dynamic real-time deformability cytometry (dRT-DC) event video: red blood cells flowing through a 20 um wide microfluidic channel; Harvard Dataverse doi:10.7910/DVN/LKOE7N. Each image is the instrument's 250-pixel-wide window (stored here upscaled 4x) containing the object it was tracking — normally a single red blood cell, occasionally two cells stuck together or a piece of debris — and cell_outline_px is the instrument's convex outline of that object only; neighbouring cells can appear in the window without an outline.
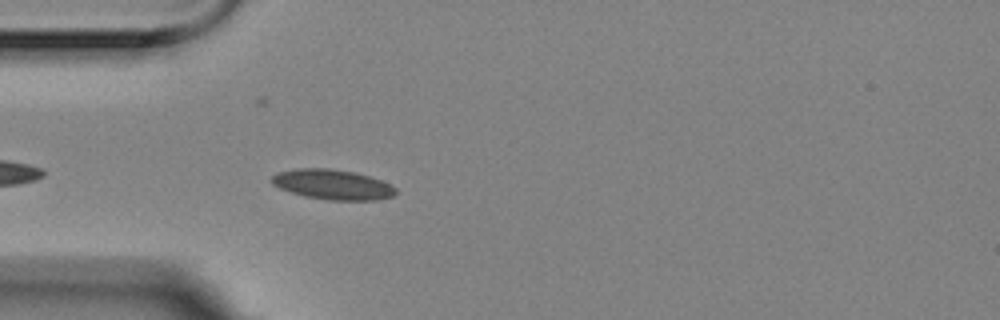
{"species": "Egyptian fruit bat (a non-hibernating species)", "species_latin": "Rousettus aegyptiacus", "temperature_condition": "room temperature", "stored_images_in_passage": 4, "camera_frame_rate_fps": 3000, "um_per_image_px": 0.085, "animal": {"sex": "female"}, "frame": {"image": 1, "passage_image": 4, "time_ms": 1.0, "image_size_px": [1000, 320], "cell_outline_px": [[396, 192], [392, 196], [376, 200], [328, 200], [304, 196], [280, 188], [272, 184], [272, 176], [276, 172], [296, 168], [328, 168], [356, 172], [380, 180], [396, 188]], "centroid_in_image_um": [28.24, 15.68], "position_along_channel_um": 56.8, "area_um2": 21.62}}